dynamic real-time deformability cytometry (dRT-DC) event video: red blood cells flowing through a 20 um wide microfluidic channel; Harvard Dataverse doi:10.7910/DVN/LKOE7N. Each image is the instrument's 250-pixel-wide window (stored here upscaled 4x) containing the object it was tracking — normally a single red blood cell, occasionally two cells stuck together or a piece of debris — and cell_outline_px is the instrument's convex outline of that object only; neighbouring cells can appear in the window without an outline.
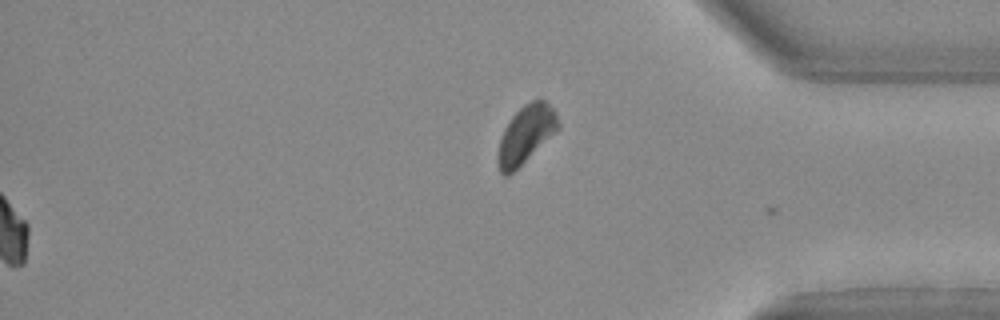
{"species": "Egyptian fruit bat (a non-hibernating species)", "species_latin": "Rousettus aegyptiacus", "temperature_condition": "warm", "stored_images_in_passage": 37, "segment_of_instrument_passage": [2, 2], "camera_frame_rate_fps": 3000, "um_per_image_px": 0.085, "animal": {"sex": "female"}, "frame": {"image": 1, "passage_image": 37, "time_ms": 12.0, "image_size_px": [1000, 320], "cell_outline_px": [[560, 128], [556, 132], [508, 176], [504, 176], [500, 172], [500, 136], [504, 128], [512, 116], [524, 104], [540, 96], [556, 112], [560, 124]], "centroid_in_image_um": [44.75, 11.36], "position_along_channel_um": 390.5, "area_um2": 19.88}}